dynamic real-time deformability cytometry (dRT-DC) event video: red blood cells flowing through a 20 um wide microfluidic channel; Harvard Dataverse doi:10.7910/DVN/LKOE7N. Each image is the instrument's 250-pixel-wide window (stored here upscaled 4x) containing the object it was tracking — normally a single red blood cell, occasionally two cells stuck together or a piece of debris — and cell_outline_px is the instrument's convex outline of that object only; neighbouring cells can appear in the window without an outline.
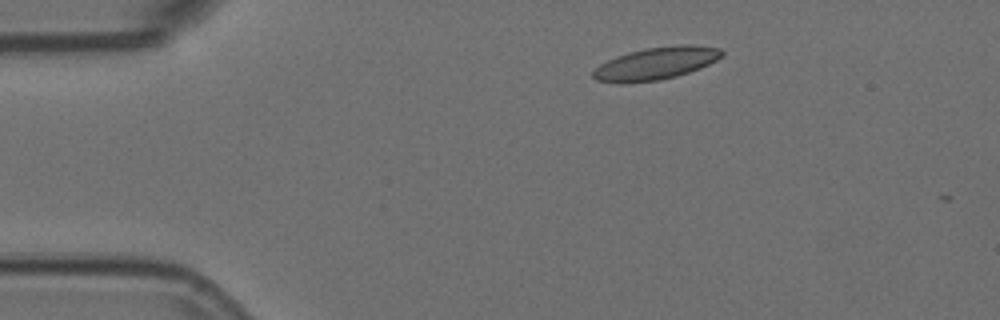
{"species": "Egyptian fruit bat (a non-hibernating species)", "species_latin": "Rousettus aegyptiacus", "temperature_condition": "room temperature", "stored_images_in_passage": 3, "camera_frame_rate_fps": 3000, "um_per_image_px": 0.085, "animal": {"sex": "female"}, "frame": {"image": 1, "passage_image": 1, "time_ms": 0.0, "image_size_px": [1000, 320], "cell_outline_px": [[724, 56], [700, 68], [676, 76], [660, 80], [624, 84], [620, 84], [596, 80], [592, 76], [592, 72], [600, 64], [616, 56], [628, 52], [648, 48], [680, 44], [692, 44], [720, 48], [724, 52]], "centroid_in_image_um": [55.75, 5.39], "position_along_channel_um": 29.2, "area_um2": 24.51}}